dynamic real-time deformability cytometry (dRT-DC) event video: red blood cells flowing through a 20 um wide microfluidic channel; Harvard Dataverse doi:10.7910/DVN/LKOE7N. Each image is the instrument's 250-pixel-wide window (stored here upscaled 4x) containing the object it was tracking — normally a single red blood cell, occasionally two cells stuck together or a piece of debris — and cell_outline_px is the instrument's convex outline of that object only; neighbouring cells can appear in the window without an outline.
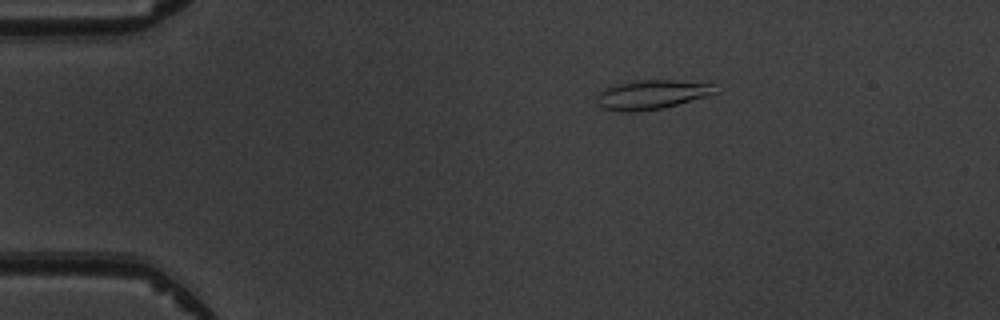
{"species": "common noctule bat (a hibernating species)", "species_latin": "Nyctalus noctula", "temperature_condition": "warm", "stored_images_in_passage": 4, "camera_frame_rate_fps": 3000, "um_per_image_px": 0.085, "animal": {"sex": "male", "body_mass_g": 19.5, "forearm_length_mm": 54.6}, "frame": {"image": 1, "passage_image": 2, "time_ms": 1.0, "image_size_px": [1000, 320], "cell_outline_px": [[720, 92], [664, 108], [632, 112], [600, 108], [596, 104], [596, 96], [604, 88], [612, 84], [640, 80], [672, 80], [712, 84]], "centroid_in_image_um": [55.35, 8.04], "position_along_channel_um": 29.7, "area_um2": 20.23}}
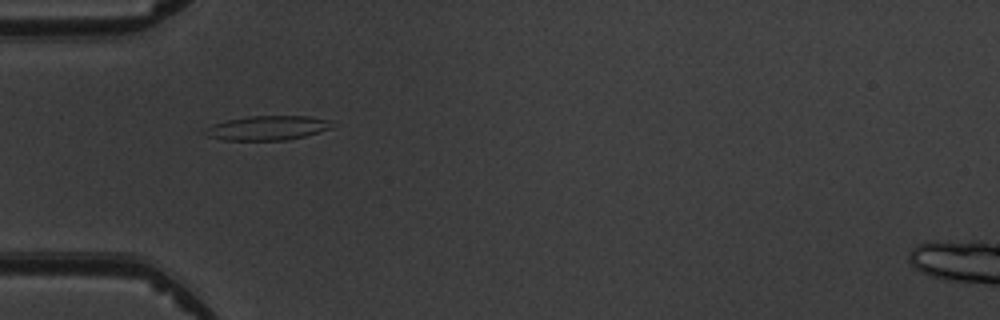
{"frame": {"image": 2, "passage_image": 4, "time_ms": 3.333, "image_size_px": [1000, 320], "cell_outline_px": [[332, 128], [304, 136], [288, 140], [224, 140], [208, 136], [200, 132], [204, 128], [212, 124], [228, 120], [248, 116], [308, 116], [332, 120]], "centroid_in_image_um": [22.7, 10.87], "position_along_channel_um": 62.3, "area_um2": 18.15}}